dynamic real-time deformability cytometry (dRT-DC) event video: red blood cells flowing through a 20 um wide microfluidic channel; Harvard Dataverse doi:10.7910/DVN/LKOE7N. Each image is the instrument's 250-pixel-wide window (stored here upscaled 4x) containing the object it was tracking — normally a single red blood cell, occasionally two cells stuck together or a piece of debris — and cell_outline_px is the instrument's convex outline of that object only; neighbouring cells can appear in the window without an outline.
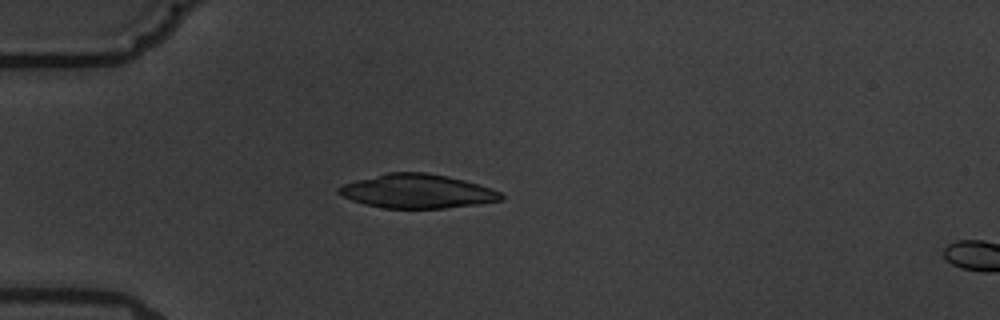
{"species": "common noctule bat (a hibernating species)", "species_latin": "Nyctalus noctula", "temperature_condition": "warm", "stored_images_in_passage": 6, "camera_frame_rate_fps": 3000, "um_per_image_px": 0.085, "animal": {"sex": "male", "body_mass_g": 19.5, "forearm_length_mm": 54.6}, "frame": {"image": 1, "passage_image": 3, "time_ms": 2.667, "image_size_px": [1000, 320], "cell_outline_px": [[504, 200], [480, 204], [444, 208], [384, 208], [364, 204], [340, 196], [336, 192], [336, 188], [344, 184], [356, 180], [388, 172], [424, 172], [448, 176], [464, 180], [492, 188], [500, 192], [504, 196]], "centroid_in_image_um": [35.46, 16.26], "position_along_channel_um": 49.5, "area_um2": 32.31}}